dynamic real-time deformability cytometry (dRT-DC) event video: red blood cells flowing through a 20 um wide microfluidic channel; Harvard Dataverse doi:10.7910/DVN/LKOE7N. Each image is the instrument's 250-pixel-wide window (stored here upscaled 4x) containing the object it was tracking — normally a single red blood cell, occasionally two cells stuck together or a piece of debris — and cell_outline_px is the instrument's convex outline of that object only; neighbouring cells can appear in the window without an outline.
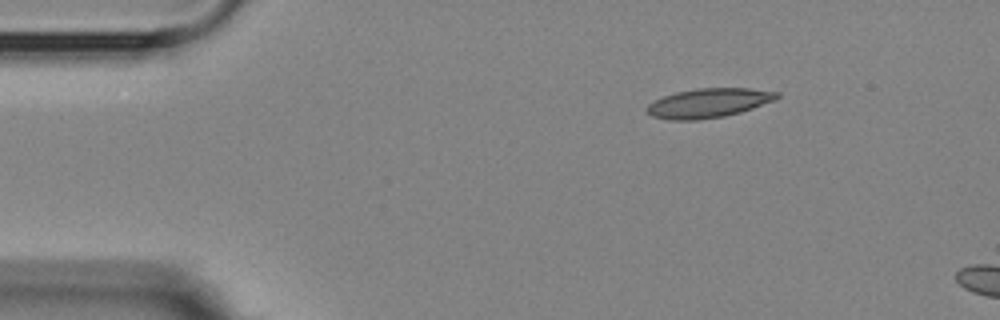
{"species": "Egyptian fruit bat (a non-hibernating species)", "species_latin": "Rousettus aegyptiacus", "temperature_condition": "room temperature", "stored_images_in_passage": 3, "camera_frame_rate_fps": 3000, "um_per_image_px": 0.085, "animal": {"sex": "female"}, "frame": {"image": 1, "passage_image": 1, "time_ms": 0.0, "image_size_px": [1000, 320], "cell_outline_px": [[780, 96], [776, 100], [740, 112], [724, 116], [696, 120], [668, 120], [652, 116], [644, 112], [644, 108], [652, 100], [676, 92], [696, 88], [748, 88], [780, 92]], "centroid_in_image_um": [60.18, 8.75], "position_along_channel_um": 24.8, "area_um2": 22.43}}